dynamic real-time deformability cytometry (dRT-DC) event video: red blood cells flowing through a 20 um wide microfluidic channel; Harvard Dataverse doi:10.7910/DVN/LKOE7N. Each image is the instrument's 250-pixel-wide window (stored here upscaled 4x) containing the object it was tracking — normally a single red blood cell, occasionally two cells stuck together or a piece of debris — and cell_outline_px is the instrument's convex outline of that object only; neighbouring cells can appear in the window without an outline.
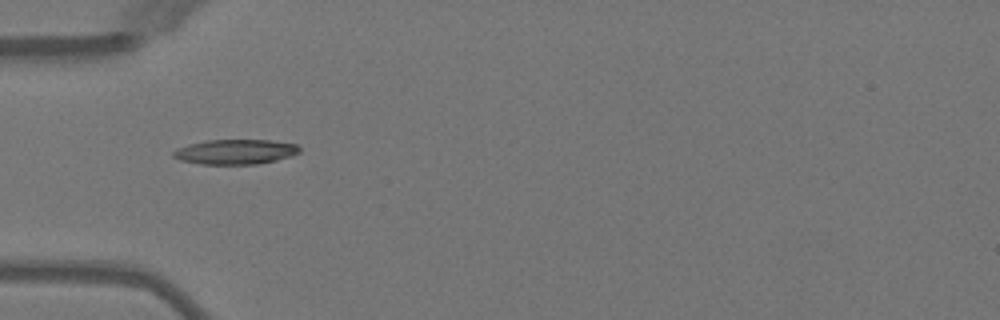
{"species": "Egyptian fruit bat (a non-hibernating species)", "species_latin": "Rousettus aegyptiacus", "temperature_condition": "warm", "stored_images_in_passage": 35, "camera_frame_rate_fps": 3000, "um_per_image_px": 0.085, "animal": {"sex": "female"}, "frame": {"image": 1, "passage_image": 1, "time_ms": 0.0, "image_size_px": [1000, 320], "cell_outline_px": [[300, 152], [292, 156], [276, 160], [256, 164], [200, 164], [180, 160], [172, 156], [172, 152], [176, 148], [188, 144], [208, 140], [268, 140], [296, 144], [300, 148]], "centroid_in_image_um": [19.99, 12.9], "position_along_channel_um": 65.0, "area_um2": 18.32}}
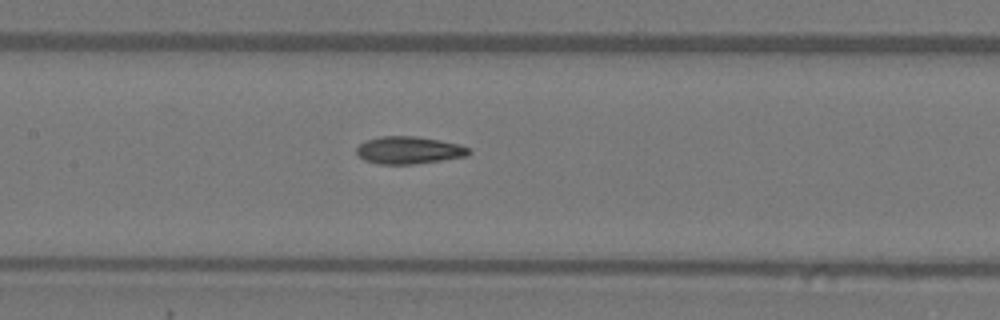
{"frame": {"image": 2, "passage_image": 9, "time_ms": 2.667, "image_size_px": [1000, 320], "cell_outline_px": [[472, 152], [468, 156], [412, 164], [376, 164], [364, 160], [356, 152], [356, 148], [360, 144], [368, 140], [380, 136], [416, 136], [456, 144], [468, 148]], "centroid_in_image_um": [34.72, 12.77], "position_along_channel_um": 172.7, "area_um2": 17.69}}
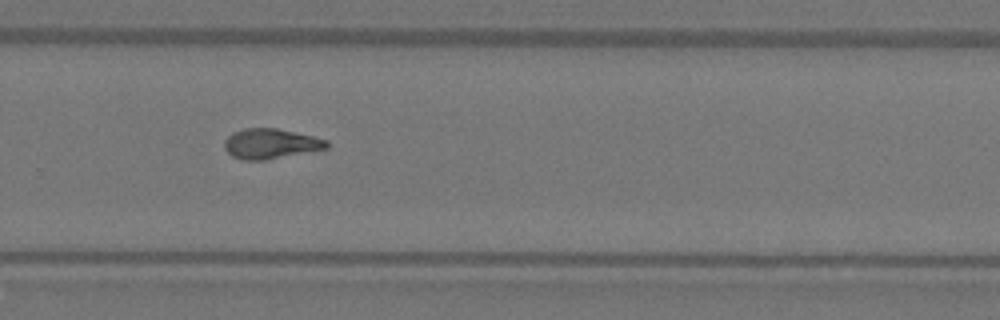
{"frame": {"image": 3, "passage_image": 19, "time_ms": 6.0, "image_size_px": [1000, 320], "cell_outline_px": [[328, 148], [268, 160], [244, 160], [232, 156], [224, 148], [224, 140], [232, 132], [244, 128], [276, 128], [312, 136], [328, 140]], "centroid_in_image_um": [22.98, 12.22], "position_along_channel_um": 306.8, "area_um2": 17.98}, "authors_computed_cell_mechanics": {"area_um2": 17.918, "velocity_mm_per_s": 4.0462, "shape_relaxation_time_tau1_ms": 10.4412, "shape_relaxation_time_tau2_ms": 2.0715, "deformation_change_tau1": 0.2665, "deformation_change_tau2": 0.0734}}